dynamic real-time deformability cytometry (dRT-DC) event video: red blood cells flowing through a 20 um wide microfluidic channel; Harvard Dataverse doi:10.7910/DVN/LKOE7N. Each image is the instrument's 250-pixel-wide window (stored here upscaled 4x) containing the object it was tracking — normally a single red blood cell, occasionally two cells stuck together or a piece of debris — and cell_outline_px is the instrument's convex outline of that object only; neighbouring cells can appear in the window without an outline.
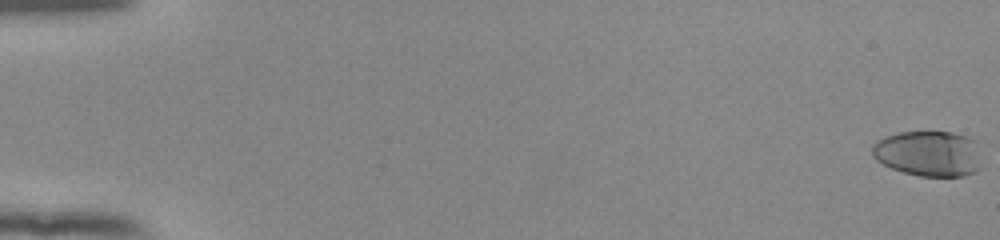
{"species": "human", "species_latin": "Homo sapiens", "temperature_condition": "room temperature", "stored_images_in_passage": 55, "camera_frame_rate_fps": 3000, "um_per_image_px": 0.085, "donor": {"sex": "female"}, "frame": {"image": 1, "passage_image": 1, "time_ms": 0.0, "image_size_px": [1000, 240], "cell_outline_px": [[984, 168], [976, 172], [964, 176], [920, 176], [904, 172], [892, 168], [876, 160], [872, 156], [872, 144], [876, 140], [884, 136], [900, 132], [952, 132], [976, 140], [980, 144]], "centroid_in_image_um": [79.01, 13.05], "position_along_channel_um": 6.0, "area_um2": 29.88}}
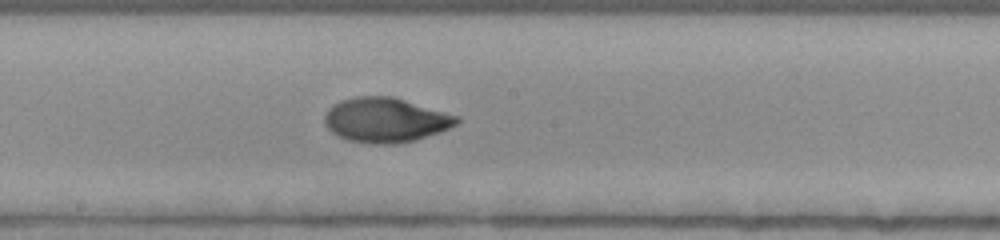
{"frame": {"image": 2, "passage_image": 32, "time_ms": 10.333, "image_size_px": [1000, 240], "cell_outline_px": [[460, 120], [456, 124], [440, 132], [416, 140], [396, 144], [372, 144], [348, 140], [336, 136], [324, 124], [324, 116], [328, 108], [332, 104], [340, 100], [356, 96], [392, 96], [460, 116]], "centroid_in_image_um": [32.75, 10.2], "position_along_channel_um": 215.5, "area_um2": 34.68}}
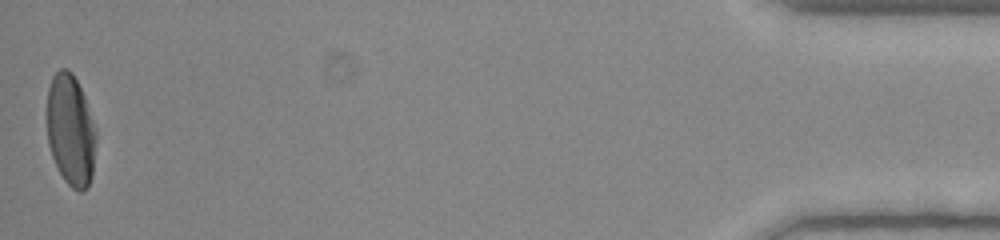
{"frame": {"image": 3, "passage_image": 55, "time_ms": 18.0, "image_size_px": [1000, 240], "cell_outline_px": [[96, 136], [92, 176], [84, 192], [80, 192], [72, 188], [64, 180], [52, 156], [48, 144], [48, 88], [52, 76], [60, 68], [68, 68], [72, 72], [84, 96], [96, 132]], "centroid_in_image_um": [6.0, 11.07], "position_along_channel_um": 429.2, "area_um2": 31.56}, "authors_computed_cell_mechanics": {"area_um2": 32.7726, "velocity_mm_per_s": 3.9128, "shape_relaxation_time_tau1_ms": 4.4496, "shape_relaxation_time_tau2_ms": 1.3882, "deformation_change_tau1": 0.2139, "deformation_change_tau2": 0.0316}}